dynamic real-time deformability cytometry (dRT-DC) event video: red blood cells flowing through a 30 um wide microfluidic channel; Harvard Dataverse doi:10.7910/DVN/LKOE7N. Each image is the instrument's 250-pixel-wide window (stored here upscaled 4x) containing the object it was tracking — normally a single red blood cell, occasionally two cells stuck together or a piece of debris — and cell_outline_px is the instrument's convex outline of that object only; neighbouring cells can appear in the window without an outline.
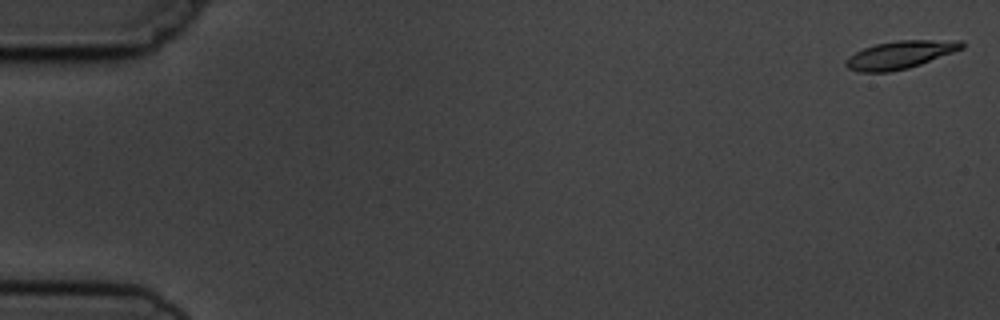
{"species": "common noctule bat (a hibernating species)", "species_latin": "Nyctalus noctula", "temperature_condition": "cold", "stored_images_in_passage": 11, "camera_frame_rate_fps": 3000, "um_per_image_px": 0.085, "animal": {"sex": "male", "body_mass_g": 19.5, "forearm_length_mm": 54.6}, "frame": {"image": 1, "passage_image": 1, "time_ms": 0.0, "image_size_px": [1000, 320], "cell_outline_px": [[964, 48], [920, 64], [908, 68], [888, 72], [860, 72], [848, 68], [844, 64], [844, 60], [848, 56], [864, 48], [876, 44], [896, 40], [964, 40]], "centroid_in_image_um": [76.5, 4.65], "position_along_channel_um": 8.5, "area_um2": 18.79}}
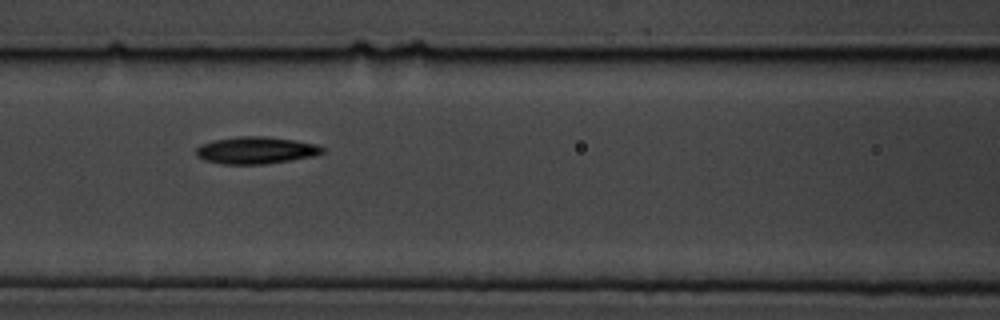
{"frame": {"image": 2, "passage_image": 7, "time_ms": 7.667, "image_size_px": [1000, 320], "cell_outline_px": [[324, 152], [316, 156], [264, 164], [220, 164], [204, 160], [196, 156], [196, 148], [200, 144], [212, 140], [236, 136], [264, 136], [296, 140], [316, 144], [324, 148]], "centroid_in_image_um": [21.73, 12.77], "position_along_channel_um": 144.9, "area_um2": 20.17}}
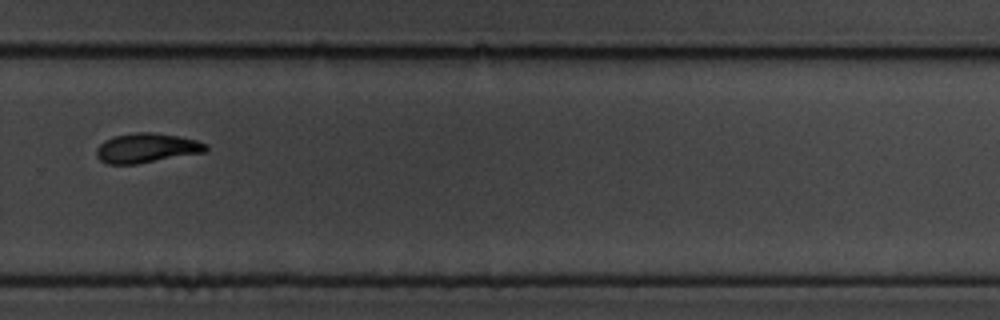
{"frame": {"image": 3, "passage_image": 11, "time_ms": 12.333, "image_size_px": [1000, 320], "cell_outline_px": [[208, 152], [136, 164], [108, 164], [100, 160], [96, 156], [96, 148], [104, 140], [112, 136], [136, 132], [152, 132], [176, 136], [196, 140], [208, 144]], "centroid_in_image_um": [12.47, 12.58], "position_along_channel_um": 317.3, "area_um2": 19.02}}